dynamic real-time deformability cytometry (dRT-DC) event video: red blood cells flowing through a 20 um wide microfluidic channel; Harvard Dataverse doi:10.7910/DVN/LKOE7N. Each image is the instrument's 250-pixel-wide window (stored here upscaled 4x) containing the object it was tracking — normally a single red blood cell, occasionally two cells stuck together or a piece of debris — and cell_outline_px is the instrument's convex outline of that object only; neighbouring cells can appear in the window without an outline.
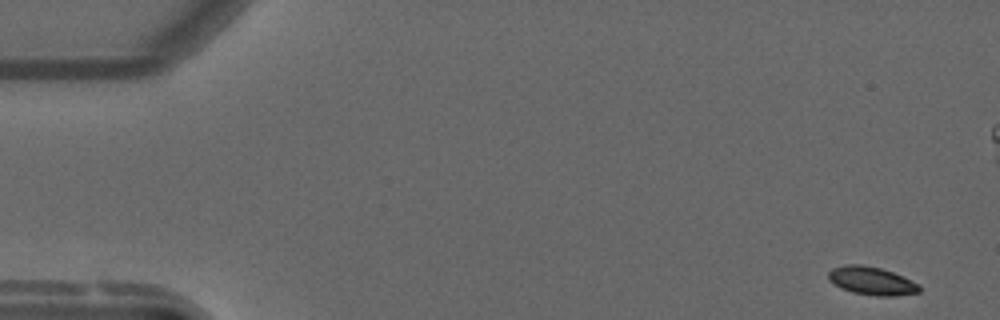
{"species": "common noctule bat (a hibernating species)", "species_latin": "Nyctalus noctula", "temperature_condition": "warm", "stored_images_in_passage": 6, "camera_frame_rate_fps": 3000, "um_per_image_px": 0.085, "animal": {"sex": "male", "forearm_length_mm": 52.5}, "frame": {"image": 1, "passage_image": 1, "time_ms": 0.0, "image_size_px": [1000, 320], "cell_outline_px": [[920, 292], [892, 296], [876, 296], [852, 292], [840, 288], [828, 280], [828, 272], [832, 268], [844, 264], [860, 264], [880, 268], [892, 272], [920, 284]], "centroid_in_image_um": [74.06, 23.87], "position_along_channel_um": 10.9, "area_um2": 14.97}}